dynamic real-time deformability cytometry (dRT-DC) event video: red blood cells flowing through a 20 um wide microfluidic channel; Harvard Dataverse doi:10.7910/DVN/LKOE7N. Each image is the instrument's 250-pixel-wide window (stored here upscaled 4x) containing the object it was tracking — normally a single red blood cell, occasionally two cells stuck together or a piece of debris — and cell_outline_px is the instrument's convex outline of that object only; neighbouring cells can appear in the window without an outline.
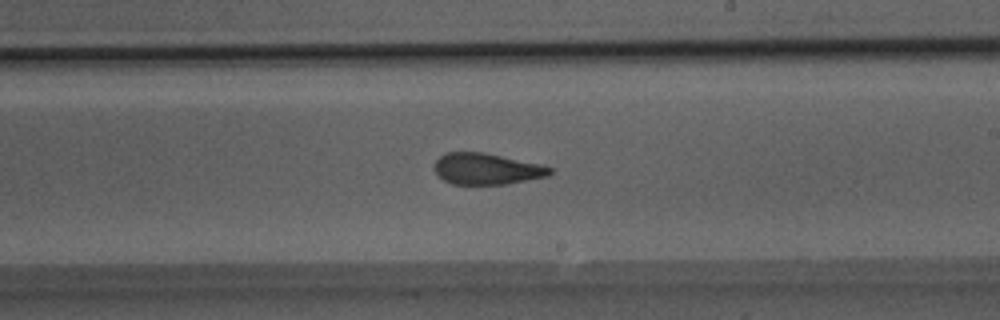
{"species": "Egyptian fruit bat (a non-hibernating species)", "species_latin": "Rousettus aegyptiacus", "temperature_condition": "room temperature", "stored_images_in_passage": 26, "camera_frame_rate_fps": 3000, "um_per_image_px": 0.085, "animal": {"sex": "male"}, "frame": {"image": 1, "passage_image": 22, "time_ms": 7.0, "image_size_px": [1000, 320], "cell_outline_px": [[552, 172], [548, 176], [504, 184], [452, 184], [444, 180], [432, 168], [436, 160], [440, 156], [448, 152], [484, 152], [544, 164], [552, 168]], "centroid_in_image_um": [41.38, 14.34], "position_along_channel_um": 247.6, "area_um2": 21.15}}